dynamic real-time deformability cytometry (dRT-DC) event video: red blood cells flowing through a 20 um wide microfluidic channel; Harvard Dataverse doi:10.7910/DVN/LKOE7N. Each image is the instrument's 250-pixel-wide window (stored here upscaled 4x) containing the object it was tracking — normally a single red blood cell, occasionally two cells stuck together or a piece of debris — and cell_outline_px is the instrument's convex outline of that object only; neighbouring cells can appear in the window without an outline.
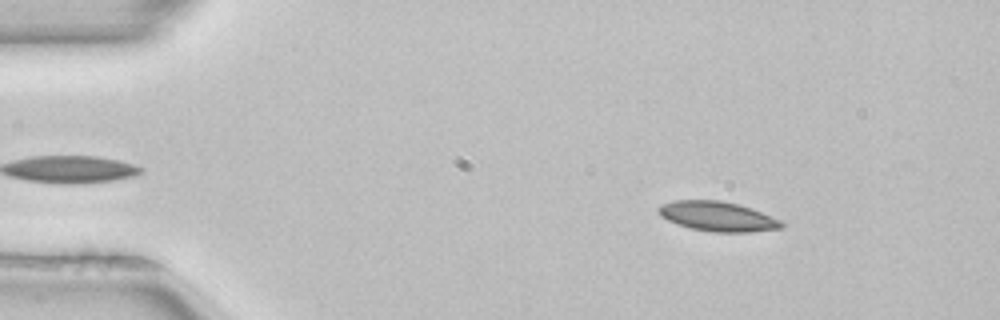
{"species": "common noctule bat (a hibernating species)", "species_latin": "Nyctalus noctula", "temperature_condition": "room temperature", "stored_images_in_passage": 51, "camera_frame_rate_fps": 3000, "um_per_image_px": 0.085, "animal": {"sex": "female", "body_mass_g": 22.7, "forearm_length_mm": 54.2}, "frame": {"image": 1, "passage_image": 7, "time_ms": 2.0, "image_size_px": [1000, 320], "cell_outline_px": [[784, 228], [748, 232], [712, 232], [692, 228], [668, 220], [660, 216], [656, 208], [660, 204], [672, 200], [720, 200], [736, 204], [760, 212], [780, 220], [784, 224]], "centroid_in_image_um": [60.95, 18.39], "position_along_channel_um": 24.0, "area_um2": 21.1}}
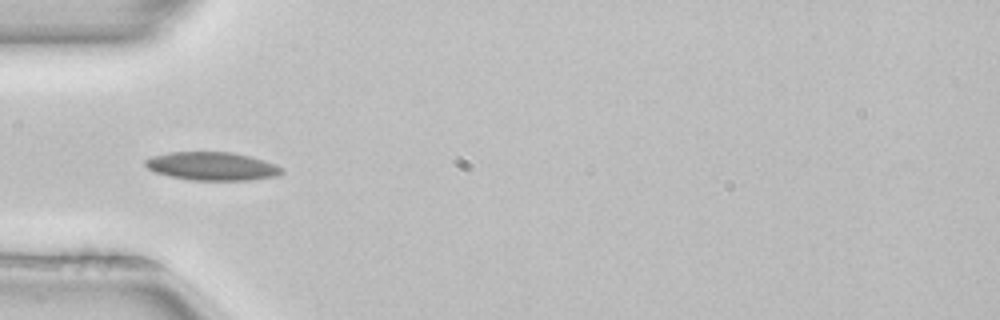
{"frame": {"image": 2, "passage_image": 16, "time_ms": 5.0, "image_size_px": [1000, 320], "cell_outline_px": [[284, 172], [276, 176], [248, 180], [192, 180], [172, 176], [156, 172], [148, 168], [144, 164], [144, 160], [152, 156], [168, 152], [232, 152], [264, 160], [276, 164], [284, 168]], "centroid_in_image_um": [18.05, 14.12], "position_along_channel_um": 67.0, "area_um2": 22.43}}
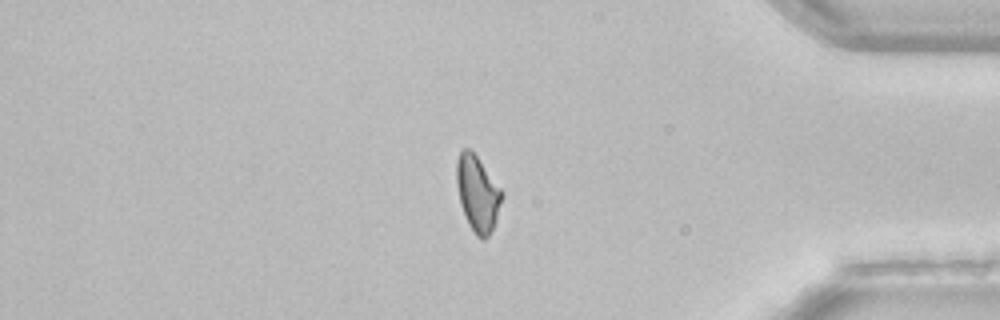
{"frame": {"image": 3, "passage_image": 43, "time_ms": 14.0, "image_size_px": [1000, 320], "cell_outline_px": [[504, 196], [496, 220], [488, 236], [484, 240], [480, 240], [476, 236], [468, 224], [460, 204], [456, 184], [456, 160], [460, 152], [464, 148], [468, 148], [476, 156], [504, 192]], "centroid_in_image_um": [40.59, 16.47], "position_along_channel_um": 394.6, "area_um2": 20.06}, "authors_computed_cell_mechanics": {"area_um2": 20.9814, "velocity_mm_per_s": 3.9715, "shape_relaxation_time_tau1_ms": 10.8529, "shape_relaxation_time_tau2_ms": null, "deformation_change_tau1": 0.1999, "deformation_change_tau2": null}}